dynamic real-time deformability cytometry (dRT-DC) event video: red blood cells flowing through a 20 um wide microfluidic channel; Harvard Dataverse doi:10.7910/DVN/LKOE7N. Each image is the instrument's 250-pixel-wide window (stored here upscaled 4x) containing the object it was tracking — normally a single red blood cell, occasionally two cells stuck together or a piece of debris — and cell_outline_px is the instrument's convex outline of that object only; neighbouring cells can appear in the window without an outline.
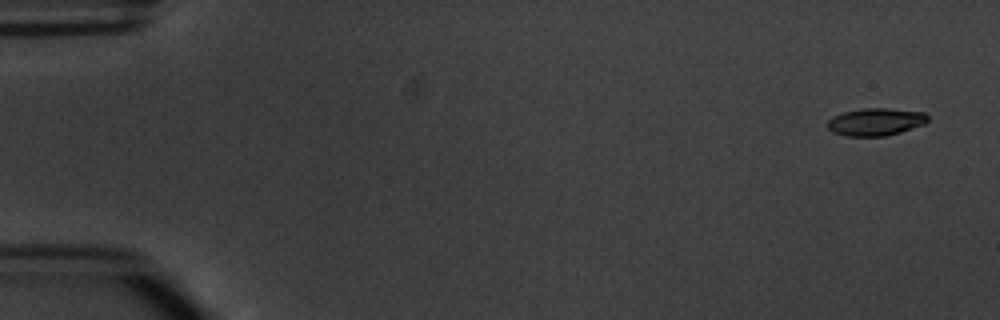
{"species": "common noctule bat (a hibernating species)", "species_latin": "Nyctalus noctula", "temperature_condition": "warm", "stored_images_in_passage": 5, "camera_frame_rate_fps": 3000, "um_per_image_px": 0.085, "animal": {"sex": "male", "body_mass_g": 20.1, "forearm_length_mm": 53.5}, "frame": {"image": 1, "passage_image": 1, "time_ms": 0.0, "image_size_px": [1000, 320], "cell_outline_px": [[928, 120], [924, 124], [900, 132], [884, 136], [844, 136], [832, 132], [828, 128], [828, 120], [832, 116], [844, 112], [864, 108], [888, 108], [924, 112], [928, 116]], "centroid_in_image_um": [74.41, 10.35], "position_along_channel_um": 10.6, "area_um2": 16.07}}
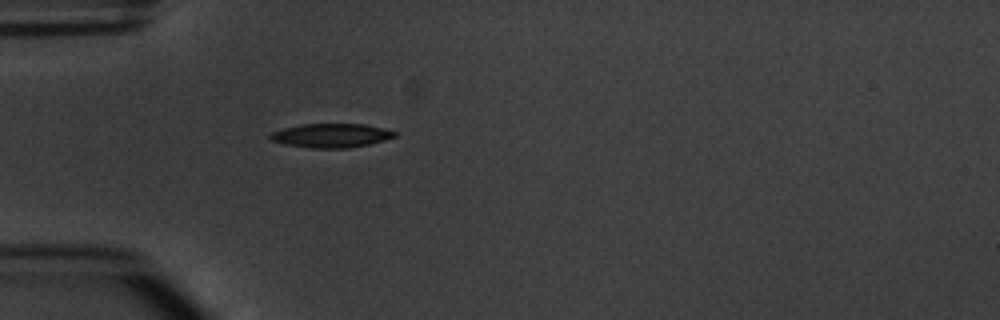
{"frame": {"image": 2, "passage_image": 5, "time_ms": 4.667, "image_size_px": [1000, 320], "cell_outline_px": [[400, 132], [396, 136], [384, 140], [368, 144], [348, 148], [312, 148], [284, 144], [272, 140], [268, 136], [272, 132], [284, 128], [304, 124], [364, 124], [384, 128]], "centroid_in_image_um": [28.19, 11.51], "position_along_channel_um": 56.8, "area_um2": 17.34}}